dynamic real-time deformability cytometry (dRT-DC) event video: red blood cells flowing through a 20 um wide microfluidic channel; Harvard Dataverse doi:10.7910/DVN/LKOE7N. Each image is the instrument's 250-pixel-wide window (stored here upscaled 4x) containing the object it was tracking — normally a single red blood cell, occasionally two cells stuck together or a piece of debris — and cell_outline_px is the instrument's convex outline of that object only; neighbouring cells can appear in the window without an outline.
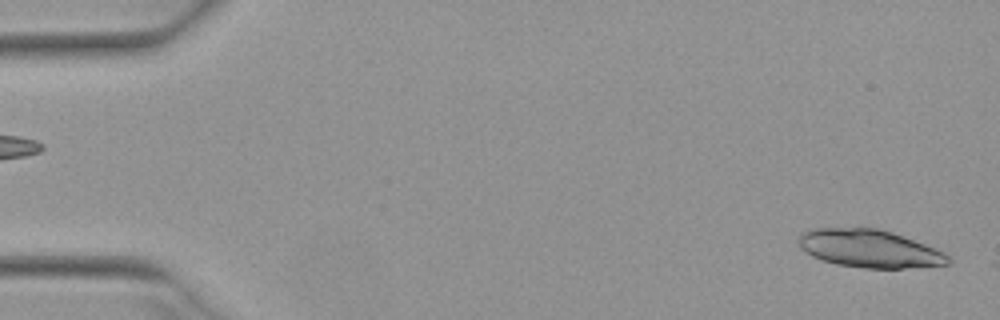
{"species": "Egyptian fruit bat (a non-hibernating species)", "species_latin": "Rousettus aegyptiacus", "temperature_condition": "warm", "stored_images_in_passage": 31, "camera_frame_rate_fps": 3000, "um_per_image_px": 0.085, "animal": {"sex": "female"}, "frame": {"image": 1, "passage_image": 1, "time_ms": 0.0, "image_size_px": [1000, 320], "cell_outline_px": [[952, 260], [948, 264], [904, 268], [864, 268], [836, 264], [812, 256], [800, 248], [796, 240], [800, 232], [812, 228], [880, 228], [892, 232], [924, 244], [944, 252], [952, 256]], "centroid_in_image_um": [73.87, 21.12], "position_along_channel_um": 11.1, "area_um2": 33.12}}